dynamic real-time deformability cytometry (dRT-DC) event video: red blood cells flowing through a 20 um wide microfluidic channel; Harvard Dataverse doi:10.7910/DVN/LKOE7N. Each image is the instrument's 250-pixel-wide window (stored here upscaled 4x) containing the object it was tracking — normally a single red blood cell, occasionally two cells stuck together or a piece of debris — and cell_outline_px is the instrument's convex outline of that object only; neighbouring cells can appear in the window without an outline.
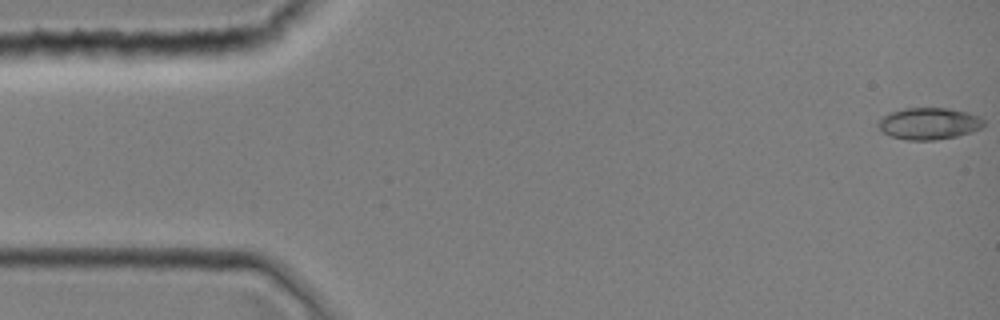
{"species": "common noctule bat (a hibernating species)", "species_latin": "Nyctalus noctula", "temperature_condition": "room temperature", "stored_images_in_passage": 2, "camera_frame_rate_fps": 3000, "um_per_image_px": 0.085, "animal": {"sex": "female", "body_mass_g": 19.0, "forearm_length_mm": 51.5}, "frame": {"image": 1, "passage_image": 1, "time_ms": 0.0, "image_size_px": [1000, 320], "cell_outline_px": [[984, 128], [972, 132], [956, 136], [936, 140], [908, 140], [892, 136], [884, 132], [876, 124], [880, 116], [888, 112], [904, 108], [948, 108], [968, 112], [980, 116], [984, 120]], "centroid_in_image_um": [78.97, 10.49], "position_along_channel_um": 6.0, "area_um2": 19.83}}